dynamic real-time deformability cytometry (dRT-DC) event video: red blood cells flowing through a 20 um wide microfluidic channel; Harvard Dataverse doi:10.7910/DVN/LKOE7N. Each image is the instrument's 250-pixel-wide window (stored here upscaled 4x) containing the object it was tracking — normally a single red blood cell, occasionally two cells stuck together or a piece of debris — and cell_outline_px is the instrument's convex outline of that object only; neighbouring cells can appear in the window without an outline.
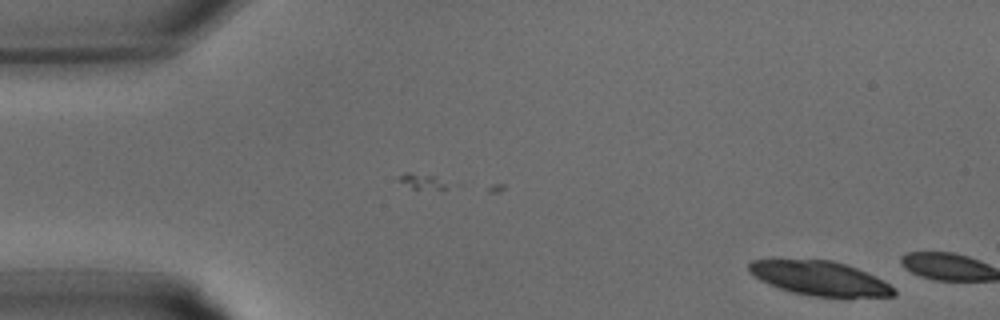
{"species": "common noctule bat (a hibernating species)", "species_latin": "Nyctalus noctula", "temperature_condition": "warm", "stored_images_in_passage": 3, "camera_frame_rate_fps": 3000, "um_per_image_px": 0.085, "animal": {"sex": "male", "body_mass_g": 15.6}, "frame": {"image": 1, "passage_image": 1, "time_ms": 0.0, "image_size_px": [1000, 320], "cell_outline_px": [[896, 296], [848, 300], [812, 296], [792, 292], [768, 284], [760, 280], [748, 272], [748, 264], [752, 260], [832, 260], [856, 268], [876, 276], [888, 284], [896, 292]], "centroid_in_image_um": [69.75, 23.71], "position_along_channel_um": 15.2, "area_um2": 29.65}}